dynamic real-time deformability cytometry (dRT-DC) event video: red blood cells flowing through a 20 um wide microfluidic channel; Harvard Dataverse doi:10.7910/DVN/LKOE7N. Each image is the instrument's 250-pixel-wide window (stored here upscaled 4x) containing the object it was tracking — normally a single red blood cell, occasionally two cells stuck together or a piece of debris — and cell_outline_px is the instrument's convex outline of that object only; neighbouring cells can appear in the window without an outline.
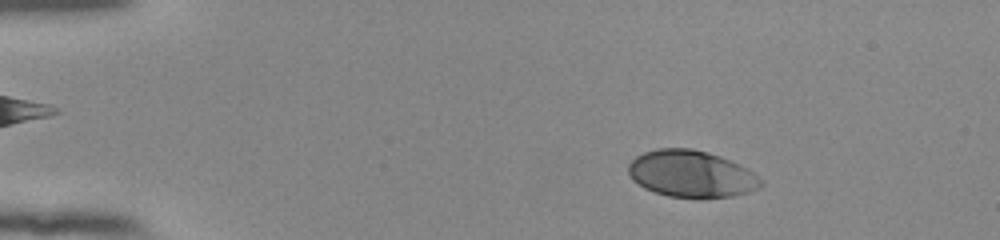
{"species": "human", "species_latin": "Homo sapiens", "temperature_condition": "room temperature", "stored_images_in_passage": 53, "camera_frame_rate_fps": 3000, "um_per_image_px": 0.085, "donor": {"sex": "female"}, "frame": {"image": 1, "passage_image": 8, "time_ms": 2.333, "image_size_px": [1000, 240], "cell_outline_px": [[764, 184], [748, 192], [732, 196], [700, 200], [668, 196], [644, 188], [632, 180], [628, 172], [628, 164], [636, 156], [644, 152], [656, 148], [692, 148], [708, 152], [720, 156], [752, 172]], "centroid_in_image_um": [58.71, 14.8], "position_along_channel_um": 26.3, "area_um2": 36.36}}
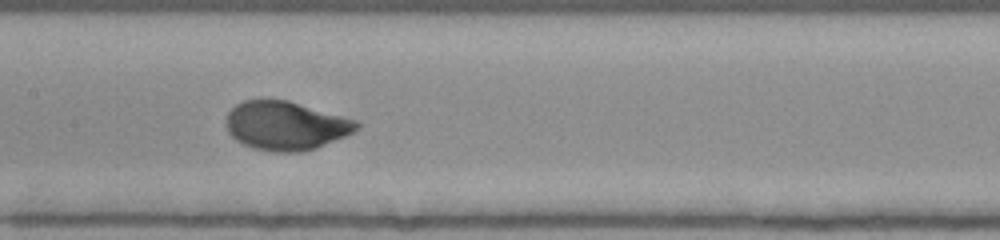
{"frame": {"image": 2, "passage_image": 27, "time_ms": 8.667, "image_size_px": [1000, 240], "cell_outline_px": [[360, 128], [344, 136], [316, 148], [300, 152], [272, 152], [252, 148], [236, 140], [228, 132], [224, 124], [228, 112], [236, 104], [244, 100], [288, 100], [356, 120], [360, 124]], "centroid_in_image_um": [24.25, 10.68], "position_along_channel_um": 183.1, "area_um2": 37.05}}
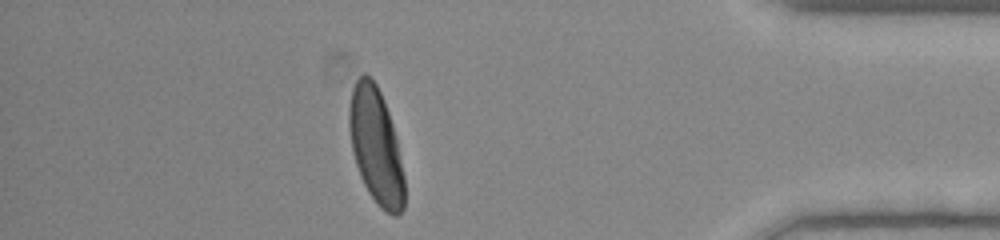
{"frame": {"image": 3, "passage_image": 47, "time_ms": 15.333, "image_size_px": [1000, 240], "cell_outline_px": [[404, 208], [396, 216], [392, 216], [380, 208], [368, 192], [360, 176], [352, 152], [348, 124], [348, 108], [352, 88], [356, 80], [364, 72], [372, 76], [384, 100], [396, 136], [404, 176]], "centroid_in_image_um": [31.93, 12.4], "position_along_channel_um": 403.3, "area_um2": 37.51}, "authors_computed_cell_mechanics": {"area_um2": 36.8764, "velocity_mm_per_s": 3.8423, "shape_relaxation_time_tau1_ms": 2.5013, "shape_relaxation_time_tau2_ms": null, "deformation_change_tau1": 0.1652, "deformation_change_tau2": null}}